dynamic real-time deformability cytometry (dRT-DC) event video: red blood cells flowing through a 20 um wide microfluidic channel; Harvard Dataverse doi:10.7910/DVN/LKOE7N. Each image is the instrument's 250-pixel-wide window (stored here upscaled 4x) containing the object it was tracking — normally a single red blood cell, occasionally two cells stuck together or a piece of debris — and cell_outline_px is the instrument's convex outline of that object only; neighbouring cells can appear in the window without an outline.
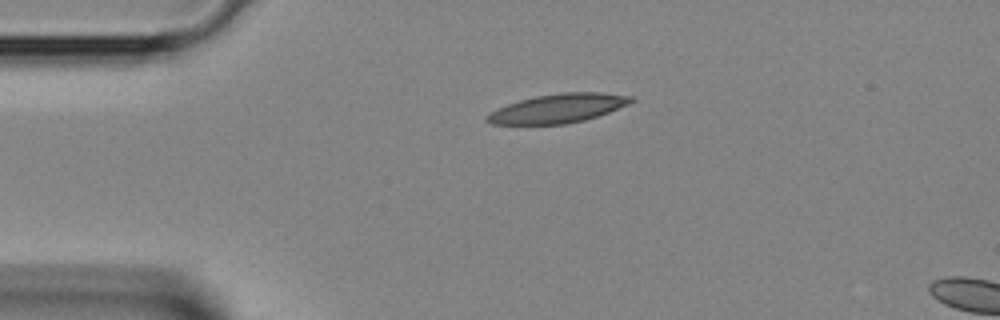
{"species": "Egyptian fruit bat (a non-hibernating species)", "species_latin": "Rousettus aegyptiacus", "temperature_condition": "room temperature", "stored_images_in_passage": 2, "camera_frame_rate_fps": 3000, "um_per_image_px": 0.085, "animal": {"sex": "female"}, "frame": {"image": 1, "passage_image": 1, "time_ms": 0.0, "image_size_px": [1000, 320], "cell_outline_px": [[636, 100], [628, 104], [608, 112], [584, 120], [564, 124], [492, 124], [484, 120], [484, 116], [508, 104], [520, 100], [536, 96], [560, 92], [600, 92], [632, 96]], "centroid_in_image_um": [47.44, 9.2], "position_along_channel_um": 37.6, "area_um2": 24.1}}